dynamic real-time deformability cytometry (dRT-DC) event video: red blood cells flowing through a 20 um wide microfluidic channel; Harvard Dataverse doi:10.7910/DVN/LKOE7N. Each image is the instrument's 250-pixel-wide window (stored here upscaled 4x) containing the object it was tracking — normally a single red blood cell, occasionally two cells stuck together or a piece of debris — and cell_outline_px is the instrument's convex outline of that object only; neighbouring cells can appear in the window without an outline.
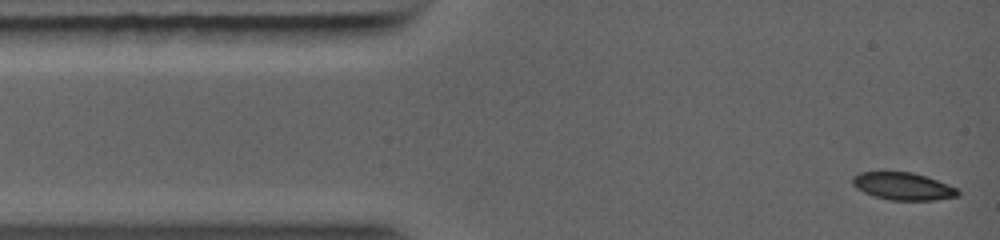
{"species": "common noctule bat (a hibernating species)", "species_latin": "Nyctalus noctula", "temperature_condition": "warm", "stored_images_in_passage": 10, "camera_frame_rate_fps": 5000, "um_per_image_px": 0.085, "animal": {"sex": "female", "body_mass_g": 19.0, "forearm_length_mm": 56.7}, "frame": {"image": 1, "passage_image": 1, "time_ms": 0.0, "image_size_px": [1000, 240], "cell_outline_px": [[960, 192], [956, 196], [924, 200], [904, 200], [880, 196], [868, 192], [860, 188], [852, 180], [856, 176], [864, 172], [908, 172], [924, 176], [956, 188]], "centroid_in_image_um": [76.82, 15.81], "position_along_channel_um": 8.2, "area_um2": 15.49}}
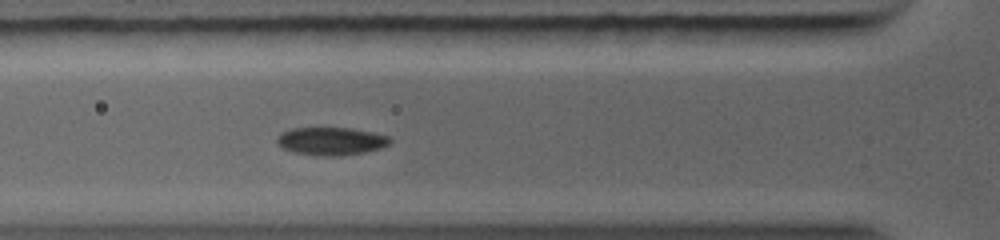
{"frame": {"image": 2, "passage_image": 7, "time_ms": 3.2, "image_size_px": [1000, 240], "cell_outline_px": [[388, 144], [376, 148], [356, 152], [304, 152], [288, 148], [280, 144], [280, 136], [284, 132], [296, 128], [348, 128], [368, 132], [384, 136], [388, 140]], "centroid_in_image_um": [28.15, 11.91], "position_along_channel_um": 97.6, "area_um2": 15.72}}
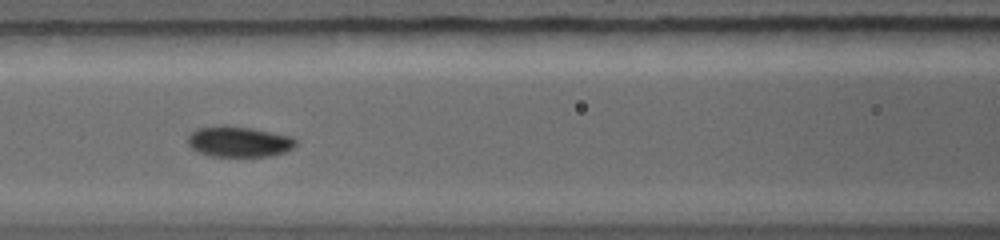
{"frame": {"image": 3, "passage_image": 9, "time_ms": 4.2, "image_size_px": [1000, 240], "cell_outline_px": [[292, 144], [288, 148], [280, 152], [260, 156], [224, 156], [208, 152], [196, 148], [192, 144], [192, 132], [200, 128], [248, 128], [284, 136], [292, 140]], "centroid_in_image_um": [20.32, 12.06], "position_along_channel_um": 146.3, "area_um2": 16.53}}